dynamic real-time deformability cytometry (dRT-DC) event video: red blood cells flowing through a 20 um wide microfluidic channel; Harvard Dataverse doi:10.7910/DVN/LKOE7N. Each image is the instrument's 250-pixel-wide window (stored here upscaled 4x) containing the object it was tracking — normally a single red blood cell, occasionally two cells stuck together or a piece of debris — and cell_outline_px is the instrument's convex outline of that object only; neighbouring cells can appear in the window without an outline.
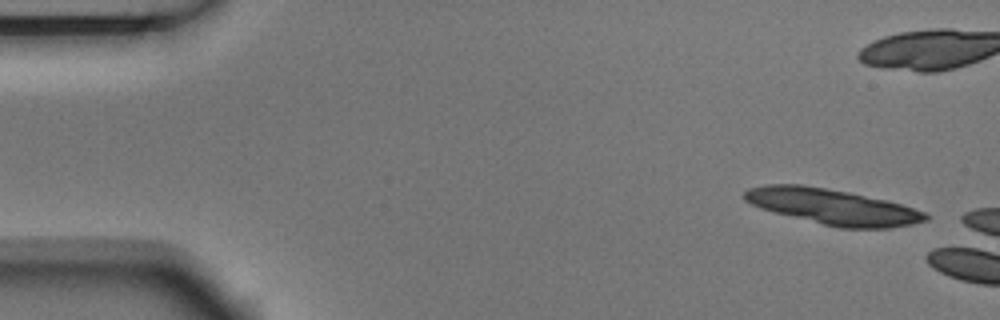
{"species": "Egyptian fruit bat (a non-hibernating species)", "species_latin": "Rousettus aegyptiacus", "temperature_condition": "room temperature", "stored_images_in_passage": 3, "camera_frame_rate_fps": 3000, "um_per_image_px": 0.085, "animal": {"sex": "male"}, "frame": {"image": 1, "passage_image": 1, "time_ms": 0.0, "image_size_px": [1000, 320], "cell_outline_px": [[932, 216], [928, 220], [888, 228], [840, 228], [760, 208], [744, 200], [744, 192], [748, 188], [768, 184], [800, 184], [848, 192], [884, 200], [900, 204], [928, 212]], "centroid_in_image_um": [70.79, 17.56], "position_along_channel_um": 14.2, "area_um2": 36.99}}